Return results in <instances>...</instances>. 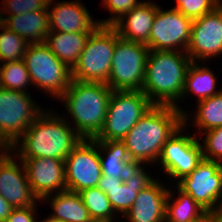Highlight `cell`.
<instances>
[{
	"label": "cell",
	"mask_w": 222,
	"mask_h": 222,
	"mask_svg": "<svg viewBox=\"0 0 222 222\" xmlns=\"http://www.w3.org/2000/svg\"><path fill=\"white\" fill-rule=\"evenodd\" d=\"M191 63L192 60L183 51L150 50L142 87L153 105L176 107L183 114V125L186 128L190 116L177 104L181 99Z\"/></svg>",
	"instance_id": "6da1fadb"
},
{
	"label": "cell",
	"mask_w": 222,
	"mask_h": 222,
	"mask_svg": "<svg viewBox=\"0 0 222 222\" xmlns=\"http://www.w3.org/2000/svg\"><path fill=\"white\" fill-rule=\"evenodd\" d=\"M63 117L59 113L56 115L55 111L43 110L10 148L12 154L18 158L42 157L65 161L82 138L72 125L70 127L72 121L68 122L66 116L65 119Z\"/></svg>",
	"instance_id": "7a4b0ae2"
},
{
	"label": "cell",
	"mask_w": 222,
	"mask_h": 222,
	"mask_svg": "<svg viewBox=\"0 0 222 222\" xmlns=\"http://www.w3.org/2000/svg\"><path fill=\"white\" fill-rule=\"evenodd\" d=\"M183 125V114L173 106L153 105L122 139L131 160L158 161L162 147Z\"/></svg>",
	"instance_id": "3957f363"
},
{
	"label": "cell",
	"mask_w": 222,
	"mask_h": 222,
	"mask_svg": "<svg viewBox=\"0 0 222 222\" xmlns=\"http://www.w3.org/2000/svg\"><path fill=\"white\" fill-rule=\"evenodd\" d=\"M113 90L101 82L71 80L58 98L65 103L72 126L82 139H94L101 132Z\"/></svg>",
	"instance_id": "277c9868"
},
{
	"label": "cell",
	"mask_w": 222,
	"mask_h": 222,
	"mask_svg": "<svg viewBox=\"0 0 222 222\" xmlns=\"http://www.w3.org/2000/svg\"><path fill=\"white\" fill-rule=\"evenodd\" d=\"M115 44L116 29L112 25H98L71 70L72 80L107 83Z\"/></svg>",
	"instance_id": "5b68a950"
},
{
	"label": "cell",
	"mask_w": 222,
	"mask_h": 222,
	"mask_svg": "<svg viewBox=\"0 0 222 222\" xmlns=\"http://www.w3.org/2000/svg\"><path fill=\"white\" fill-rule=\"evenodd\" d=\"M153 106L142 90L113 91L98 141H122Z\"/></svg>",
	"instance_id": "8992f818"
},
{
	"label": "cell",
	"mask_w": 222,
	"mask_h": 222,
	"mask_svg": "<svg viewBox=\"0 0 222 222\" xmlns=\"http://www.w3.org/2000/svg\"><path fill=\"white\" fill-rule=\"evenodd\" d=\"M32 86L58 99L72 80L71 69L62 63L45 43L29 44L23 56Z\"/></svg>",
	"instance_id": "52a82bcc"
},
{
	"label": "cell",
	"mask_w": 222,
	"mask_h": 222,
	"mask_svg": "<svg viewBox=\"0 0 222 222\" xmlns=\"http://www.w3.org/2000/svg\"><path fill=\"white\" fill-rule=\"evenodd\" d=\"M149 51L145 44L120 38L116 30V44L106 84L113 91L142 90Z\"/></svg>",
	"instance_id": "ba28073f"
},
{
	"label": "cell",
	"mask_w": 222,
	"mask_h": 222,
	"mask_svg": "<svg viewBox=\"0 0 222 222\" xmlns=\"http://www.w3.org/2000/svg\"><path fill=\"white\" fill-rule=\"evenodd\" d=\"M33 100L27 92L0 88V142L7 149L20 139L43 111Z\"/></svg>",
	"instance_id": "9c48e42d"
},
{
	"label": "cell",
	"mask_w": 222,
	"mask_h": 222,
	"mask_svg": "<svg viewBox=\"0 0 222 222\" xmlns=\"http://www.w3.org/2000/svg\"><path fill=\"white\" fill-rule=\"evenodd\" d=\"M184 129L185 125H182L166 141L157 161L164 173L177 181L192 173L203 160L201 141L197 133L192 136L187 133L183 135Z\"/></svg>",
	"instance_id": "30bf717a"
},
{
	"label": "cell",
	"mask_w": 222,
	"mask_h": 222,
	"mask_svg": "<svg viewBox=\"0 0 222 222\" xmlns=\"http://www.w3.org/2000/svg\"><path fill=\"white\" fill-rule=\"evenodd\" d=\"M175 183L207 212L222 209V163L203 159L192 173Z\"/></svg>",
	"instance_id": "8fae6325"
},
{
	"label": "cell",
	"mask_w": 222,
	"mask_h": 222,
	"mask_svg": "<svg viewBox=\"0 0 222 222\" xmlns=\"http://www.w3.org/2000/svg\"><path fill=\"white\" fill-rule=\"evenodd\" d=\"M65 182L69 191L98 187L102 176L97 140L82 139L65 158Z\"/></svg>",
	"instance_id": "7c38bea8"
},
{
	"label": "cell",
	"mask_w": 222,
	"mask_h": 222,
	"mask_svg": "<svg viewBox=\"0 0 222 222\" xmlns=\"http://www.w3.org/2000/svg\"><path fill=\"white\" fill-rule=\"evenodd\" d=\"M192 21L177 9L171 8L165 11L158 5L148 39V49L186 52Z\"/></svg>",
	"instance_id": "4fadbf2b"
},
{
	"label": "cell",
	"mask_w": 222,
	"mask_h": 222,
	"mask_svg": "<svg viewBox=\"0 0 222 222\" xmlns=\"http://www.w3.org/2000/svg\"><path fill=\"white\" fill-rule=\"evenodd\" d=\"M186 53L192 60H203L222 55V7L192 21L190 41Z\"/></svg>",
	"instance_id": "5bb4252c"
},
{
	"label": "cell",
	"mask_w": 222,
	"mask_h": 222,
	"mask_svg": "<svg viewBox=\"0 0 222 222\" xmlns=\"http://www.w3.org/2000/svg\"><path fill=\"white\" fill-rule=\"evenodd\" d=\"M11 155L7 149L0 157V195L13 208L34 206L40 200L31 190L25 166Z\"/></svg>",
	"instance_id": "9a60e30c"
},
{
	"label": "cell",
	"mask_w": 222,
	"mask_h": 222,
	"mask_svg": "<svg viewBox=\"0 0 222 222\" xmlns=\"http://www.w3.org/2000/svg\"><path fill=\"white\" fill-rule=\"evenodd\" d=\"M18 159L23 162L31 190L39 200L67 190L64 160L42 157Z\"/></svg>",
	"instance_id": "2e32d148"
},
{
	"label": "cell",
	"mask_w": 222,
	"mask_h": 222,
	"mask_svg": "<svg viewBox=\"0 0 222 222\" xmlns=\"http://www.w3.org/2000/svg\"><path fill=\"white\" fill-rule=\"evenodd\" d=\"M52 1L48 2L50 32L91 33L99 25L79 0L58 2L54 6Z\"/></svg>",
	"instance_id": "e0dca14e"
},
{
	"label": "cell",
	"mask_w": 222,
	"mask_h": 222,
	"mask_svg": "<svg viewBox=\"0 0 222 222\" xmlns=\"http://www.w3.org/2000/svg\"><path fill=\"white\" fill-rule=\"evenodd\" d=\"M141 167L129 180L101 176L98 187L107 195L114 212L123 216L132 207L140 190L148 186L154 178Z\"/></svg>",
	"instance_id": "ac0fdd59"
},
{
	"label": "cell",
	"mask_w": 222,
	"mask_h": 222,
	"mask_svg": "<svg viewBox=\"0 0 222 222\" xmlns=\"http://www.w3.org/2000/svg\"><path fill=\"white\" fill-rule=\"evenodd\" d=\"M154 179L140 190L132 207L124 215L128 222H164L169 188Z\"/></svg>",
	"instance_id": "d6986e66"
},
{
	"label": "cell",
	"mask_w": 222,
	"mask_h": 222,
	"mask_svg": "<svg viewBox=\"0 0 222 222\" xmlns=\"http://www.w3.org/2000/svg\"><path fill=\"white\" fill-rule=\"evenodd\" d=\"M157 9L158 5L156 3L142 1L135 8L125 13L112 26L117 30L120 38L148 45Z\"/></svg>",
	"instance_id": "ffe728a7"
},
{
	"label": "cell",
	"mask_w": 222,
	"mask_h": 222,
	"mask_svg": "<svg viewBox=\"0 0 222 222\" xmlns=\"http://www.w3.org/2000/svg\"><path fill=\"white\" fill-rule=\"evenodd\" d=\"M97 146L103 176L121 179L125 182L143 166L140 161L131 160L122 141L97 140Z\"/></svg>",
	"instance_id": "44dd1931"
},
{
	"label": "cell",
	"mask_w": 222,
	"mask_h": 222,
	"mask_svg": "<svg viewBox=\"0 0 222 222\" xmlns=\"http://www.w3.org/2000/svg\"><path fill=\"white\" fill-rule=\"evenodd\" d=\"M0 22L24 38L29 44L45 43L46 36L50 32L48 10L0 17Z\"/></svg>",
	"instance_id": "7402d4cb"
},
{
	"label": "cell",
	"mask_w": 222,
	"mask_h": 222,
	"mask_svg": "<svg viewBox=\"0 0 222 222\" xmlns=\"http://www.w3.org/2000/svg\"><path fill=\"white\" fill-rule=\"evenodd\" d=\"M90 33L49 32L45 44L71 70L78 62Z\"/></svg>",
	"instance_id": "603a6c76"
},
{
	"label": "cell",
	"mask_w": 222,
	"mask_h": 222,
	"mask_svg": "<svg viewBox=\"0 0 222 222\" xmlns=\"http://www.w3.org/2000/svg\"><path fill=\"white\" fill-rule=\"evenodd\" d=\"M53 196V197H52ZM53 209L50 215L53 218L66 222H89L91 216L84 206L78 192L65 190L56 194H50L41 201H49Z\"/></svg>",
	"instance_id": "cb8c5ba5"
},
{
	"label": "cell",
	"mask_w": 222,
	"mask_h": 222,
	"mask_svg": "<svg viewBox=\"0 0 222 222\" xmlns=\"http://www.w3.org/2000/svg\"><path fill=\"white\" fill-rule=\"evenodd\" d=\"M178 197L169 190L166 199V222H204L207 211L202 208L189 194L176 186ZM172 198H174L172 200ZM172 200V201H170ZM171 202V203H170Z\"/></svg>",
	"instance_id": "d4e9b609"
},
{
	"label": "cell",
	"mask_w": 222,
	"mask_h": 222,
	"mask_svg": "<svg viewBox=\"0 0 222 222\" xmlns=\"http://www.w3.org/2000/svg\"><path fill=\"white\" fill-rule=\"evenodd\" d=\"M203 64L204 63L199 65L196 61L192 62L189 66L180 100H183L187 94L191 95L193 93V96L196 95L197 101L199 102L222 91V89L219 91L216 90L217 78L212 70L205 65L203 66Z\"/></svg>",
	"instance_id": "484cf974"
},
{
	"label": "cell",
	"mask_w": 222,
	"mask_h": 222,
	"mask_svg": "<svg viewBox=\"0 0 222 222\" xmlns=\"http://www.w3.org/2000/svg\"><path fill=\"white\" fill-rule=\"evenodd\" d=\"M193 125L199 134L216 127H222V91L209 98L197 102ZM200 130V131H199Z\"/></svg>",
	"instance_id": "4316f807"
},
{
	"label": "cell",
	"mask_w": 222,
	"mask_h": 222,
	"mask_svg": "<svg viewBox=\"0 0 222 222\" xmlns=\"http://www.w3.org/2000/svg\"><path fill=\"white\" fill-rule=\"evenodd\" d=\"M30 84L32 81L23 59L0 65V88L28 92L25 89Z\"/></svg>",
	"instance_id": "83f0119b"
},
{
	"label": "cell",
	"mask_w": 222,
	"mask_h": 222,
	"mask_svg": "<svg viewBox=\"0 0 222 222\" xmlns=\"http://www.w3.org/2000/svg\"><path fill=\"white\" fill-rule=\"evenodd\" d=\"M91 218L107 219L114 222L115 212L107 195L99 188H86L78 192ZM114 219V220H113Z\"/></svg>",
	"instance_id": "f1b7e54d"
},
{
	"label": "cell",
	"mask_w": 222,
	"mask_h": 222,
	"mask_svg": "<svg viewBox=\"0 0 222 222\" xmlns=\"http://www.w3.org/2000/svg\"><path fill=\"white\" fill-rule=\"evenodd\" d=\"M0 62L22 60L29 43L0 22Z\"/></svg>",
	"instance_id": "f546056e"
},
{
	"label": "cell",
	"mask_w": 222,
	"mask_h": 222,
	"mask_svg": "<svg viewBox=\"0 0 222 222\" xmlns=\"http://www.w3.org/2000/svg\"><path fill=\"white\" fill-rule=\"evenodd\" d=\"M176 6L173 9H177L186 17L192 20L199 18L206 13L213 11L220 5V0H175Z\"/></svg>",
	"instance_id": "4dcf8cb0"
},
{
	"label": "cell",
	"mask_w": 222,
	"mask_h": 222,
	"mask_svg": "<svg viewBox=\"0 0 222 222\" xmlns=\"http://www.w3.org/2000/svg\"><path fill=\"white\" fill-rule=\"evenodd\" d=\"M203 159L222 163V127H216L203 132Z\"/></svg>",
	"instance_id": "1f68e13d"
},
{
	"label": "cell",
	"mask_w": 222,
	"mask_h": 222,
	"mask_svg": "<svg viewBox=\"0 0 222 222\" xmlns=\"http://www.w3.org/2000/svg\"><path fill=\"white\" fill-rule=\"evenodd\" d=\"M2 2L4 3V10L2 11L1 8L0 17H5V14H8V17L9 14L20 15L26 12H34L37 10H48L49 0H3Z\"/></svg>",
	"instance_id": "d6a6232c"
},
{
	"label": "cell",
	"mask_w": 222,
	"mask_h": 222,
	"mask_svg": "<svg viewBox=\"0 0 222 222\" xmlns=\"http://www.w3.org/2000/svg\"><path fill=\"white\" fill-rule=\"evenodd\" d=\"M140 2L138 0H103V5L111 16L109 19L99 20V25H113L120 19L125 13L129 12L132 8H135Z\"/></svg>",
	"instance_id": "836d02e7"
},
{
	"label": "cell",
	"mask_w": 222,
	"mask_h": 222,
	"mask_svg": "<svg viewBox=\"0 0 222 222\" xmlns=\"http://www.w3.org/2000/svg\"><path fill=\"white\" fill-rule=\"evenodd\" d=\"M37 203L34 206L14 208L4 222H39L35 218Z\"/></svg>",
	"instance_id": "e575fe53"
},
{
	"label": "cell",
	"mask_w": 222,
	"mask_h": 222,
	"mask_svg": "<svg viewBox=\"0 0 222 222\" xmlns=\"http://www.w3.org/2000/svg\"><path fill=\"white\" fill-rule=\"evenodd\" d=\"M13 209L14 208L9 204V202L0 195V222H4L9 217Z\"/></svg>",
	"instance_id": "d590c367"
},
{
	"label": "cell",
	"mask_w": 222,
	"mask_h": 222,
	"mask_svg": "<svg viewBox=\"0 0 222 222\" xmlns=\"http://www.w3.org/2000/svg\"><path fill=\"white\" fill-rule=\"evenodd\" d=\"M204 222H222V209L217 211H208Z\"/></svg>",
	"instance_id": "8d00e7d4"
},
{
	"label": "cell",
	"mask_w": 222,
	"mask_h": 222,
	"mask_svg": "<svg viewBox=\"0 0 222 222\" xmlns=\"http://www.w3.org/2000/svg\"><path fill=\"white\" fill-rule=\"evenodd\" d=\"M40 222H66V221H62V220L53 218L51 216H48L47 218H45V220H42Z\"/></svg>",
	"instance_id": "74e56055"
},
{
	"label": "cell",
	"mask_w": 222,
	"mask_h": 222,
	"mask_svg": "<svg viewBox=\"0 0 222 222\" xmlns=\"http://www.w3.org/2000/svg\"><path fill=\"white\" fill-rule=\"evenodd\" d=\"M89 222H112L110 220H107V219H96V218H91L89 220Z\"/></svg>",
	"instance_id": "f35d334b"
},
{
	"label": "cell",
	"mask_w": 222,
	"mask_h": 222,
	"mask_svg": "<svg viewBox=\"0 0 222 222\" xmlns=\"http://www.w3.org/2000/svg\"><path fill=\"white\" fill-rule=\"evenodd\" d=\"M7 150V148L0 142V157Z\"/></svg>",
	"instance_id": "ab89813d"
}]
</instances>
